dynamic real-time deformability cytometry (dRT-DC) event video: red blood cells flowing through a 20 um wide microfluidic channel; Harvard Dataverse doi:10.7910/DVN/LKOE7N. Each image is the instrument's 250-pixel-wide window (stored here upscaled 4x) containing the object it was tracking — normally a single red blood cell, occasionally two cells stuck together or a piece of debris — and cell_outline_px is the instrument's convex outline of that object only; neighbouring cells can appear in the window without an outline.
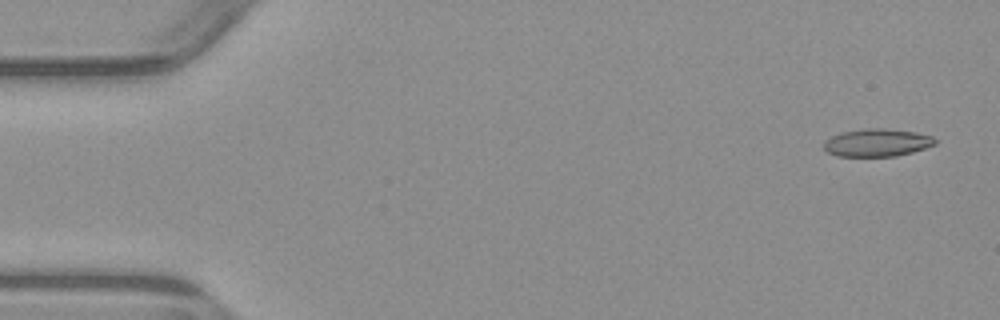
{"species": "common noctule bat (a hibernating species)", "species_latin": "Nyctalus noctula", "temperature_condition": "warm", "stored_images_in_passage": 5, "camera_frame_rate_fps": 3000, "um_per_image_px": 0.085, "animal": {"sex": "male", "body_mass_g": 23.1, "forearm_length_mm": 52.7}, "frame": {"image": 1, "passage_image": 1, "time_ms": 0.0, "image_size_px": [1000, 320], "cell_outline_px": [[940, 140], [936, 144], [912, 152], [896, 156], [836, 156], [828, 152], [824, 148], [824, 140], [840, 132], [864, 128], [884, 128], [916, 132], [932, 136]], "centroid_in_image_um": [74.57, 12.11], "position_along_channel_um": 10.4, "area_um2": 18.15}}
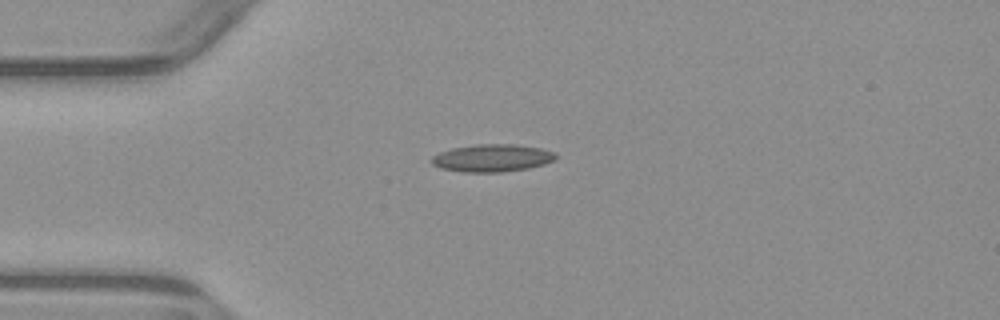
{"frame": {"image": 2, "passage_image": 4, "time_ms": 3.667, "image_size_px": [1000, 320], "cell_outline_px": [[556, 160], [544, 164], [528, 168], [500, 172], [464, 172], [440, 168], [432, 164], [432, 156], [440, 152], [452, 148], [476, 144], [516, 144], [540, 148], [556, 152]], "centroid_in_image_um": [41.85, 13.42], "position_along_channel_um": 43.2, "area_um2": 19.94}}
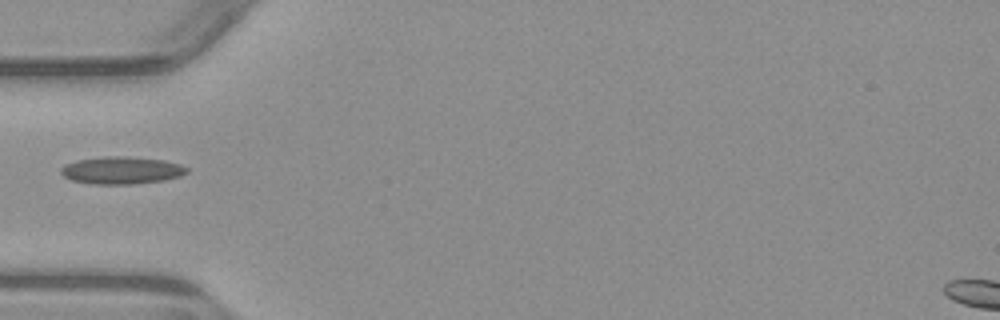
{"frame": {"image": 3, "passage_image": 5, "time_ms": 5.0, "image_size_px": [1000, 320], "cell_outline_px": [[188, 172], [180, 176], [164, 180], [132, 184], [92, 184], [72, 180], [64, 176], [60, 172], [60, 168], [64, 164], [76, 160], [108, 156], [124, 156], [164, 160], [180, 164], [188, 168]], "centroid_in_image_um": [10.32, 14.47], "position_along_channel_um": 74.7, "area_um2": 20.11}}